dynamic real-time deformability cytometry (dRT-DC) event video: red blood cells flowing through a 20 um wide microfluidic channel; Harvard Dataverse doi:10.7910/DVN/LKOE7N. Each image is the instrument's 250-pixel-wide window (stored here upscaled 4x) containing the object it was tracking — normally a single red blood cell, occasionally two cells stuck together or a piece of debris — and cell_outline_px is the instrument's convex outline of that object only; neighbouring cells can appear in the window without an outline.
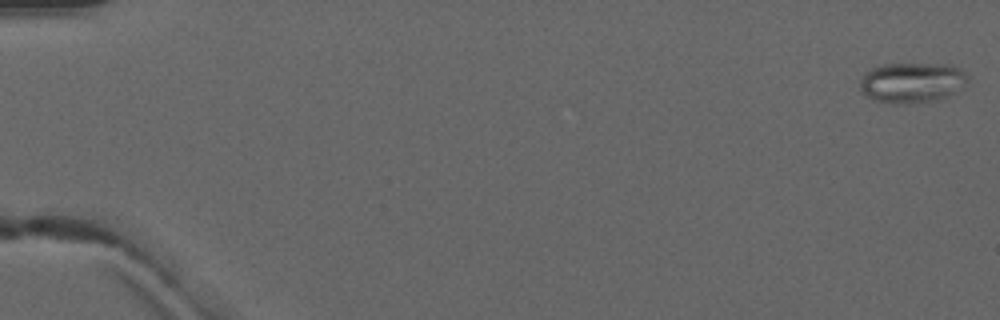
{"species": "common noctule bat (a hibernating species)", "species_latin": "Nyctalus noctula", "temperature_condition": "warm", "stored_images_in_passage": 5, "camera_frame_rate_fps": 3000, "um_per_image_px": 0.085, "animal": {"sex": "male", "forearm_length_mm": 52.5}, "frame": {"image": 1, "passage_image": 1, "time_ms": 0.0, "image_size_px": [1000, 320], "cell_outline_px": [[972, 76], [964, 84], [948, 96], [936, 100], [908, 104], [892, 104], [872, 100], [860, 88], [860, 80], [864, 72], [880, 64], [948, 64], [960, 68], [968, 72]], "centroid_in_image_um": [77.53, 7.01], "position_along_channel_um": 7.5, "area_um2": 25.66}}
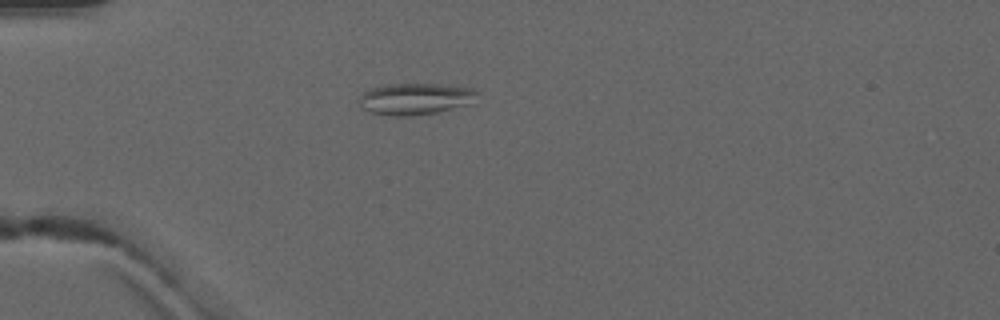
{"frame": {"image": 2, "passage_image": 5, "time_ms": 4.667, "image_size_px": [1000, 320], "cell_outline_px": [[476, 104], [436, 112], [408, 116], [392, 116], [368, 112], [360, 104], [360, 96], [364, 92], [372, 88], [388, 84], [436, 84], [472, 88], [476, 92]], "centroid_in_image_um": [35.34, 8.41], "position_along_channel_um": 49.7, "area_um2": 21.73}}